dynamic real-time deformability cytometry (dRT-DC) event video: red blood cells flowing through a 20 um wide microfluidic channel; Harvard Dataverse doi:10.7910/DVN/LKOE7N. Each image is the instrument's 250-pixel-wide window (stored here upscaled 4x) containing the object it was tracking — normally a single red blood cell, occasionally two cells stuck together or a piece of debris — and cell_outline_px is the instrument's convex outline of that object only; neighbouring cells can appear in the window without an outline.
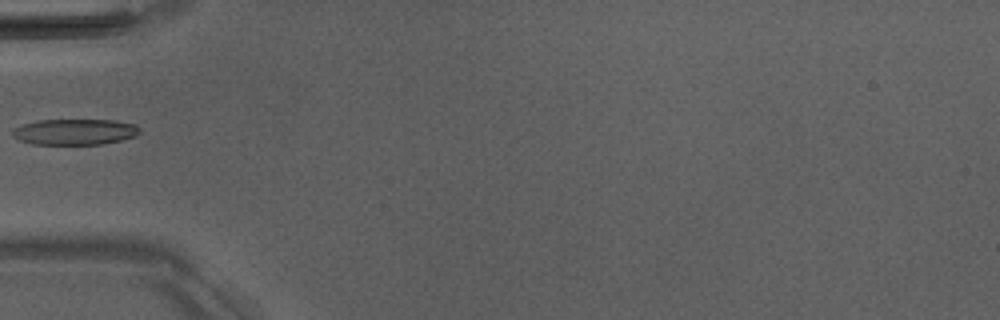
{"species": "Egyptian fruit bat (a non-hibernating species)", "species_latin": "Rousettus aegyptiacus", "temperature_condition": "room temperature", "stored_images_in_passage": 3, "camera_frame_rate_fps": 3000, "um_per_image_px": 0.085, "animal": {"sex": "male"}, "frame": {"image": 1, "passage_image": 2, "time_ms": 1.333, "image_size_px": [1000, 320], "cell_outline_px": [[140, 132], [136, 136], [120, 140], [100, 144], [32, 144], [20, 140], [12, 136], [12, 128], [36, 120], [116, 120], [136, 124], [140, 128]], "centroid_in_image_um": [6.36, 11.2], "position_along_channel_um": 78.6, "area_um2": 19.25}}